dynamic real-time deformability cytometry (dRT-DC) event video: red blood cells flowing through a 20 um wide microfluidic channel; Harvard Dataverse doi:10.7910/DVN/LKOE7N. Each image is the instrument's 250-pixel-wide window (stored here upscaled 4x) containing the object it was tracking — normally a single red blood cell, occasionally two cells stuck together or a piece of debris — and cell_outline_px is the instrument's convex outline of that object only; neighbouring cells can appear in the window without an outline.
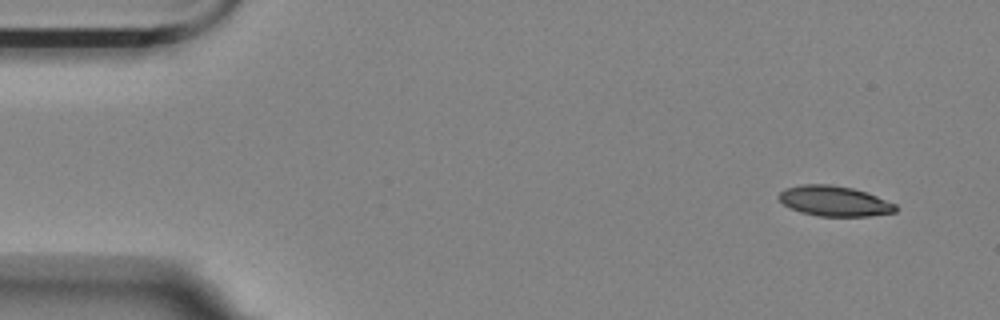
{"species": "Egyptian fruit bat (a non-hibernating species)", "species_latin": "Rousettus aegyptiacus", "temperature_condition": "room temperature", "stored_images_in_passage": 5, "camera_frame_rate_fps": 3000, "um_per_image_px": 0.085, "animal": {"sex": "female"}, "frame": {"image": 1, "passage_image": 1, "time_ms": 0.0, "image_size_px": [1000, 320], "cell_outline_px": [[896, 212], [868, 216], [820, 216], [800, 212], [784, 204], [776, 196], [784, 188], [800, 184], [832, 184], [852, 188], [868, 192], [896, 204]], "centroid_in_image_um": [70.91, 17.07], "position_along_channel_um": 14.1, "area_um2": 20.69}}
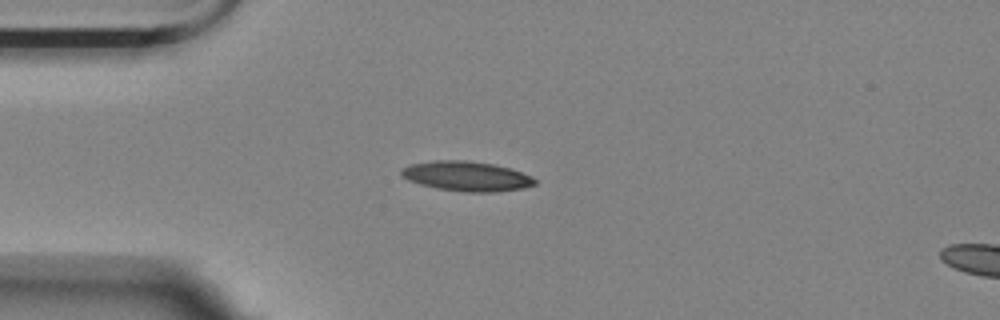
{"frame": {"image": 2, "passage_image": 4, "time_ms": 1.0, "image_size_px": [1000, 320], "cell_outline_px": [[536, 184], [524, 188], [496, 192], [464, 192], [436, 188], [420, 184], [408, 180], [400, 176], [400, 168], [412, 164], [432, 160], [468, 160], [492, 164], [512, 168], [532, 176], [536, 180]], "centroid_in_image_um": [39.66, 14.97], "position_along_channel_um": 45.3, "area_um2": 23.47}}